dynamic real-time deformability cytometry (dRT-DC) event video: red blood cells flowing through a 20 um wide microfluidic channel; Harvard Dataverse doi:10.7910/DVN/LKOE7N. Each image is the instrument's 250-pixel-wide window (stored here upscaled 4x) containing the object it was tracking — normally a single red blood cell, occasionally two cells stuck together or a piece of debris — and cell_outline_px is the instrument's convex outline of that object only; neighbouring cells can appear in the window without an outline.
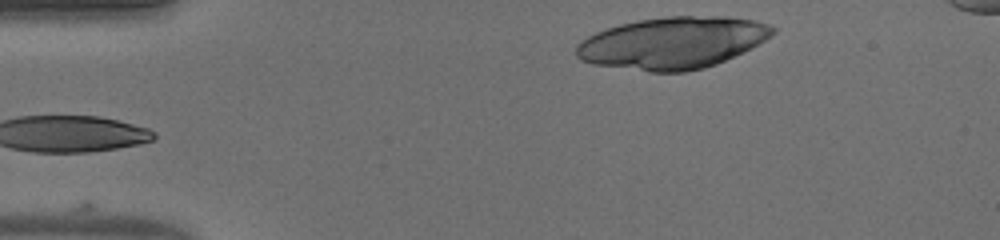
{"species": "human", "species_latin": "Homo sapiens", "temperature_condition": "warm", "stored_images_in_passage": 36, "camera_frame_rate_fps": 3000, "um_per_image_px": 0.085, "donor": {"sex": "male"}, "frame": {"image": 1, "passage_image": 1, "time_ms": 0.0, "image_size_px": [1000, 240], "cell_outline_px": [[776, 32], [764, 40], [716, 64], [704, 68], [684, 72], [652, 72], [592, 64], [580, 60], [576, 56], [576, 44], [580, 40], [596, 32], [620, 24], [640, 20], [668, 16], [724, 16], [752, 20], [768, 24], [776, 28]], "centroid_in_image_um": [57.12, 3.64], "position_along_channel_um": 27.9, "area_um2": 58.96}}